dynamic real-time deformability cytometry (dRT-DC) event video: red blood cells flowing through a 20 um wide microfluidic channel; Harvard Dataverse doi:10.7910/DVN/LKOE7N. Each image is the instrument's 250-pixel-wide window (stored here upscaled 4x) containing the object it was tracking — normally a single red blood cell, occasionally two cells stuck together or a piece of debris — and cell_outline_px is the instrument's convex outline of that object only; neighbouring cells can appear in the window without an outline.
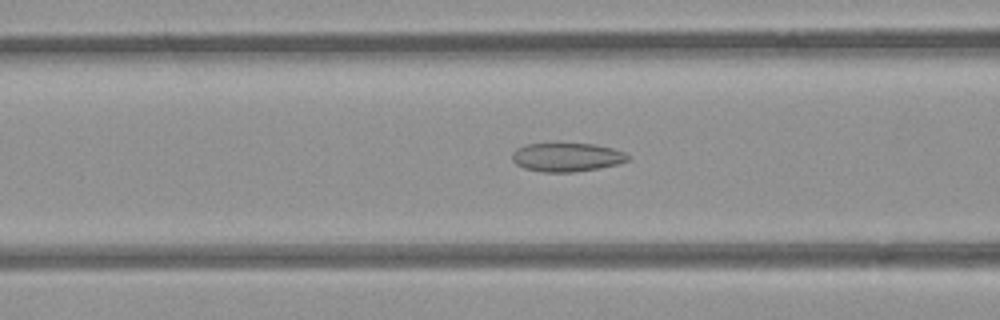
{"species": "common noctule bat (a hibernating species)", "species_latin": "Nyctalus noctula", "temperature_condition": "room temperature", "stored_images_in_passage": 33, "camera_frame_rate_fps": 3000, "um_per_image_px": 0.085, "animal": {"sex": "female", "body_mass_g": 21.9}, "frame": {"image": 1, "passage_image": 8, "time_ms": 2.333, "image_size_px": [1000, 320], "cell_outline_px": [[632, 156], [628, 160], [616, 164], [596, 168], [572, 172], [544, 172], [524, 168], [516, 164], [512, 160], [512, 152], [516, 148], [528, 144], [596, 144], [612, 148], [624, 152]], "centroid_in_image_um": [48.17, 13.36], "position_along_channel_um": 118.4, "area_um2": 19.19}}
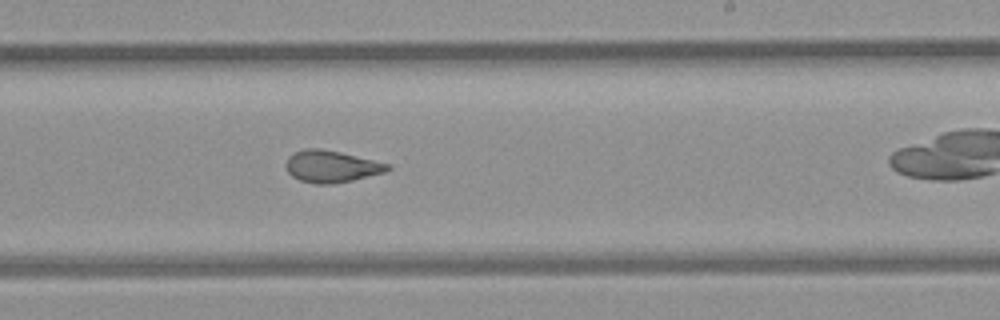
{"frame": {"image": 2, "passage_image": 19, "time_ms": 6.0, "image_size_px": [1000, 320], "cell_outline_px": [[392, 168], [388, 172], [352, 180], [332, 184], [316, 184], [300, 180], [292, 176], [288, 172], [284, 164], [288, 156], [292, 152], [308, 148], [320, 148], [340, 152], [392, 164]], "centroid_in_image_um": [28.18, 14.14], "position_along_channel_um": 260.8, "area_um2": 19.19}}
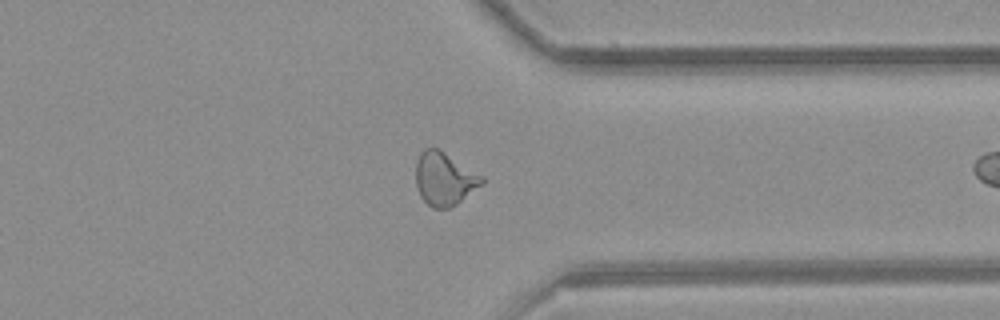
{"frame": {"image": 3, "passage_image": 28, "time_ms": 9.0, "image_size_px": [1000, 320], "cell_outline_px": [[484, 184], [456, 204], [448, 208], [432, 208], [420, 196], [416, 188], [416, 160], [420, 152], [424, 148], [436, 148], [444, 152], [484, 176]], "centroid_in_image_um": [37.77, 15.2], "position_along_channel_um": 373.6, "area_um2": 20.52}}